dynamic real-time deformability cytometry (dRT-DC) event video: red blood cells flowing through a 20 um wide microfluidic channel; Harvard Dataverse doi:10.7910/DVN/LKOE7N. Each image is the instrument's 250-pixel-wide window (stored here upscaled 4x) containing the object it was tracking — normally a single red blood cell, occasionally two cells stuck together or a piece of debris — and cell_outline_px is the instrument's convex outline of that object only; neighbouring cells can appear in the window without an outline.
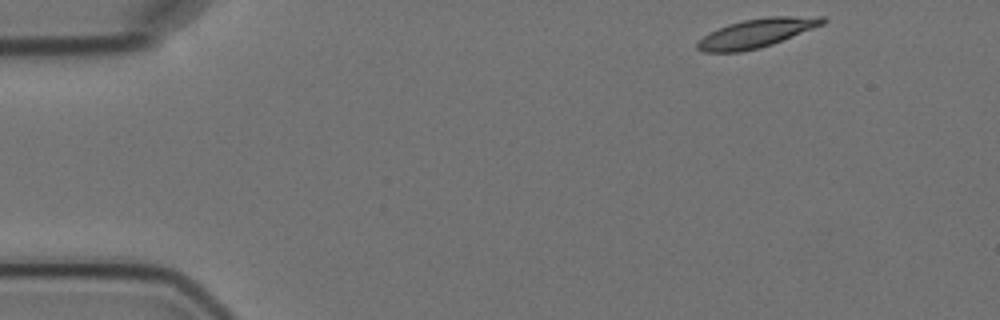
{"species": "Egyptian fruit bat (a non-hibernating species)", "species_latin": "Rousettus aegyptiacus", "temperature_condition": "cold", "stored_images_in_passage": 5, "camera_frame_rate_fps": 3000, "um_per_image_px": 0.085, "animal": {"sex": "female"}, "frame": {"image": 1, "passage_image": 1, "time_ms": 0.0, "image_size_px": [1000, 320], "cell_outline_px": [[828, 20], [824, 24], [772, 44], [760, 48], [740, 52], [704, 52], [696, 48], [696, 44], [704, 36], [728, 24], [744, 20], [768, 16], [824, 16]], "centroid_in_image_um": [64.35, 2.81], "position_along_channel_um": 20.7, "area_um2": 20.87}}
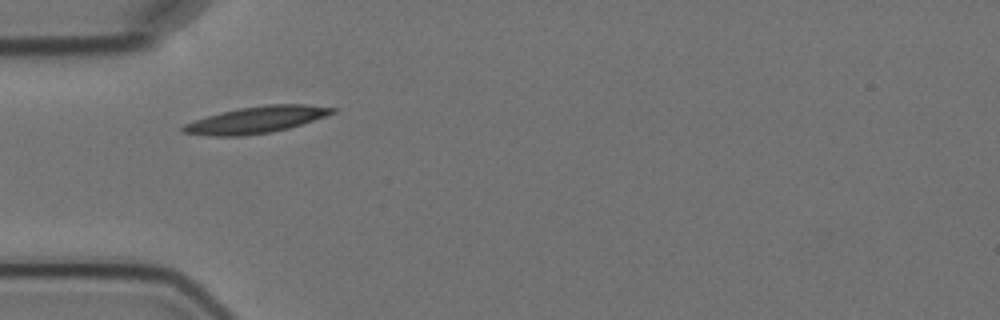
{"frame": {"image": 2, "passage_image": 4, "time_ms": 3.667, "image_size_px": [1000, 320], "cell_outline_px": [[336, 112], [288, 128], [272, 132], [240, 136], [208, 136], [180, 132], [180, 128], [184, 124], [220, 112], [240, 108], [268, 104], [304, 104], [336, 108]], "centroid_in_image_um": [21.74, 10.18], "position_along_channel_um": 63.3, "area_um2": 22.95}}
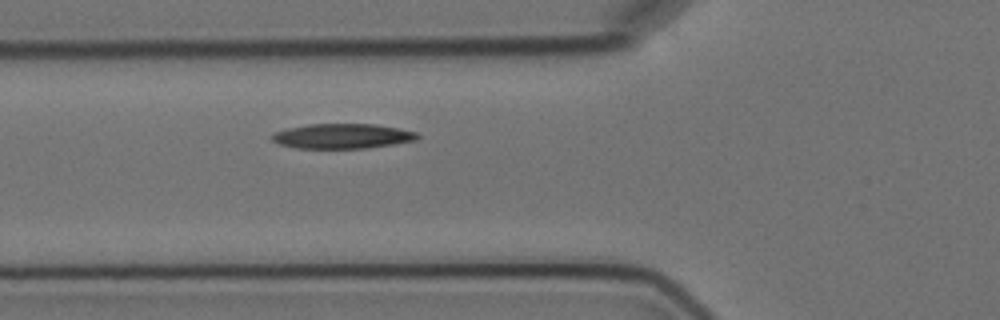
{"frame": {"image": 3, "passage_image": 5, "time_ms": 4.667, "image_size_px": [1000, 320], "cell_outline_px": [[420, 136], [416, 140], [392, 144], [364, 148], [296, 148], [280, 144], [272, 140], [272, 136], [276, 132], [288, 128], [308, 124], [376, 124], [400, 128], [416, 132]], "centroid_in_image_um": [29.13, 11.56], "position_along_channel_um": 96.7, "area_um2": 20.92}}